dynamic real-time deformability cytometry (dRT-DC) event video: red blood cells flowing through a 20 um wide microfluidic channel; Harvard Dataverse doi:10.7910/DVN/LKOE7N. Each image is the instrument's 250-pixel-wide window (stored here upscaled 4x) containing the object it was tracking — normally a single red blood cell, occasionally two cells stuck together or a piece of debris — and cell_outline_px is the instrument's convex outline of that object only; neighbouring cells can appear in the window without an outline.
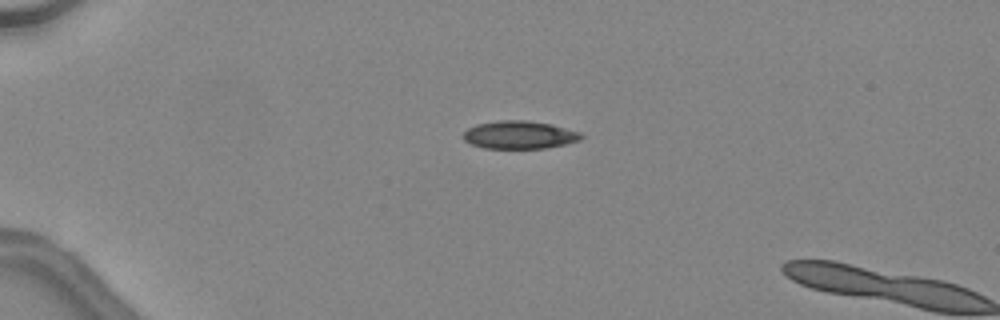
{"species": "common noctule bat (a hibernating species)", "species_latin": "Nyctalus noctula", "temperature_condition": "warm", "stored_images_in_passage": 35, "camera_frame_rate_fps": 3000, "um_per_image_px": 0.085, "animal": {"sex": "female", "body_mass_g": 24.6, "forearm_length_mm": 56.2}, "frame": {"image": 1, "passage_image": 1, "time_ms": 0.0, "image_size_px": [1000, 320], "cell_outline_px": [[584, 136], [580, 140], [564, 144], [544, 148], [484, 148], [472, 144], [464, 140], [460, 136], [468, 128], [476, 124], [500, 120], [528, 120], [552, 124], [580, 132]], "centroid_in_image_um": [44.13, 11.45], "position_along_channel_um": 40.9, "area_um2": 19.25}}
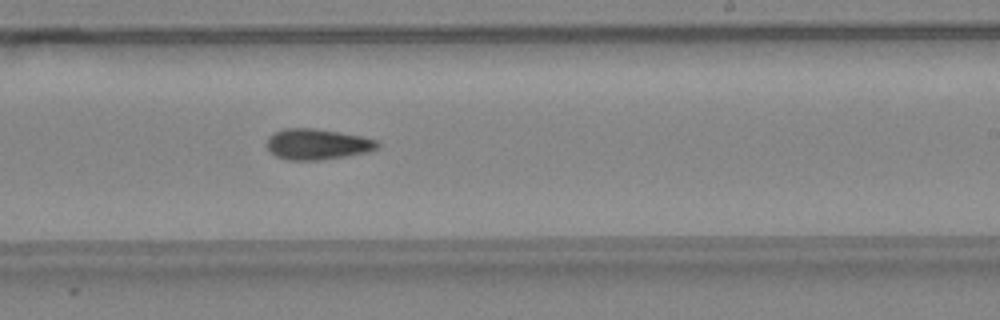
{"frame": {"image": 2, "passage_image": 19, "time_ms": 6.0, "image_size_px": [1000, 320], "cell_outline_px": [[380, 144], [376, 148], [368, 152], [344, 156], [316, 160], [288, 160], [276, 156], [268, 148], [268, 136], [272, 132], [284, 128], [316, 128], [340, 132], [380, 140]], "centroid_in_image_um": [26.97, 12.24], "position_along_channel_um": 262.0, "area_um2": 19.83}}
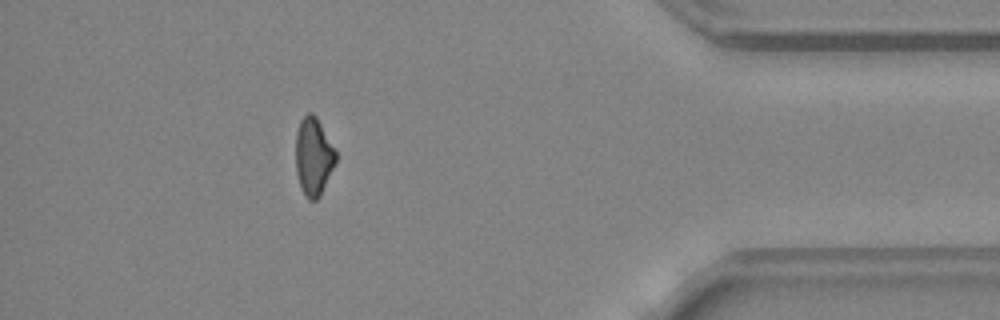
{"frame": {"image": 3, "passage_image": 31, "time_ms": 10.0, "image_size_px": [1000, 320], "cell_outline_px": [[336, 164], [320, 196], [316, 200], [308, 200], [304, 196], [300, 188], [296, 172], [296, 132], [300, 120], [308, 112], [312, 112], [316, 116], [336, 152]], "centroid_in_image_um": [26.64, 13.34], "position_along_channel_um": 408.6, "area_um2": 18.32}, "authors_computed_cell_mechanics": {"area_um2": 19.5364, "velocity_mm_per_s": 4.5684, "shape_relaxation_time_tau1_ms": null, "shape_relaxation_time_tau2_ms": 5.7558, "deformation_change_tau1": null, "deformation_change_tau2": 0.1488}}